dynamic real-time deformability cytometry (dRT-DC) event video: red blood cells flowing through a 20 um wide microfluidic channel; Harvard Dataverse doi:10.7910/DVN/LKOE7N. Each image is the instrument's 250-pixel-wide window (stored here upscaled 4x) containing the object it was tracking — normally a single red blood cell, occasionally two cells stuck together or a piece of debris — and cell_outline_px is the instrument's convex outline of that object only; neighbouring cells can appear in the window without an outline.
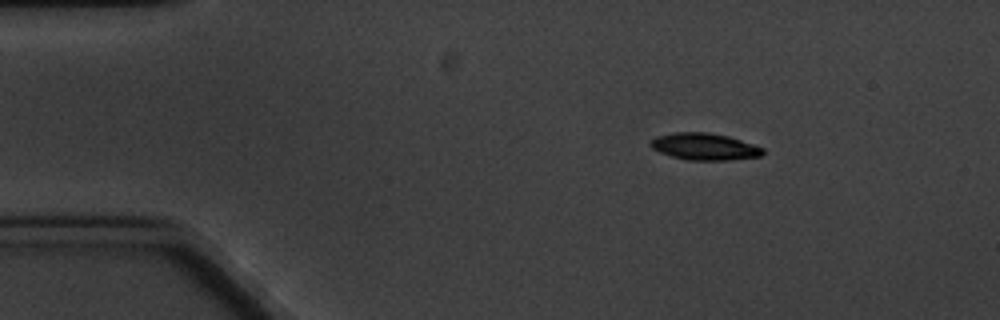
{"species": "common noctule bat (a hibernating species)", "species_latin": "Nyctalus noctula", "temperature_condition": "cold", "stored_images_in_passage": 3, "camera_frame_rate_fps": 3000, "um_per_image_px": 0.085, "animal": {"sex": "male", "body_mass_g": 20.1, "forearm_length_mm": 53.5}, "frame": {"image": 1, "passage_image": 1, "time_ms": 0.0, "image_size_px": [1000, 320], "cell_outline_px": [[764, 152], [760, 156], [732, 160], [688, 160], [672, 156], [660, 152], [652, 148], [648, 144], [656, 136], [676, 132], [708, 132], [728, 136], [764, 148]], "centroid_in_image_um": [59.87, 12.46], "position_along_channel_um": 25.1, "area_um2": 17.51}}